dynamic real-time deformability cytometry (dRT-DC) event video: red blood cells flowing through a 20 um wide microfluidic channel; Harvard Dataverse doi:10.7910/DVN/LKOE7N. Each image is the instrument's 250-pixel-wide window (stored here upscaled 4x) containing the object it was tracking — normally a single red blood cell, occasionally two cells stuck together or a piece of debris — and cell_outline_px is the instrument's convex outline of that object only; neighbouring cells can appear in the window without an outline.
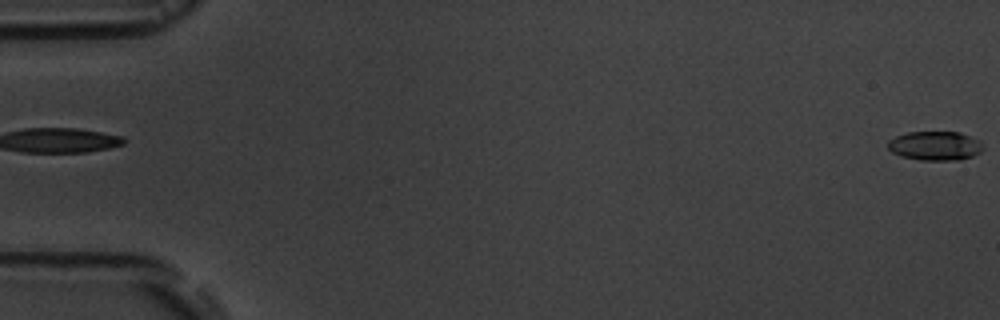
{"species": "common noctule bat (a hibernating species)", "species_latin": "Nyctalus noctula", "temperature_condition": "room temperature", "stored_images_in_passage": 6, "camera_frame_rate_fps": 3000, "um_per_image_px": 0.085, "animal": {"sex": "male", "body_mass_g": 19.5, "forearm_length_mm": 54.6}, "frame": {"image": 1, "passage_image": 1, "time_ms": 0.0, "image_size_px": [1000, 320], "cell_outline_px": [[984, 148], [980, 152], [972, 156], [960, 160], [920, 160], [900, 156], [892, 152], [888, 148], [888, 140], [896, 136], [908, 132], [960, 132], [980, 140]], "centroid_in_image_um": [79.49, 12.39], "position_along_channel_um": 5.5, "area_um2": 16.24}}
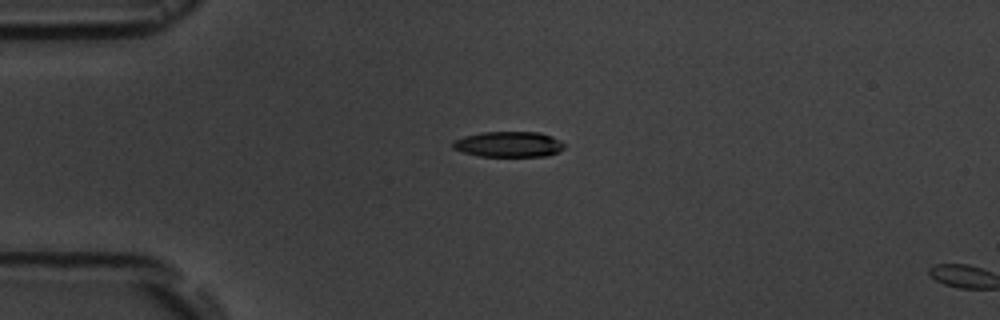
{"frame": {"image": 2, "passage_image": 5, "time_ms": 4.667, "image_size_px": [1000, 320], "cell_outline_px": [[564, 148], [560, 152], [544, 156], [480, 156], [464, 152], [452, 148], [452, 140], [464, 136], [484, 132], [540, 132], [552, 136], [560, 140], [564, 144]], "centroid_in_image_um": [43.25, 12.26], "position_along_channel_um": 41.8, "area_um2": 16.65}}